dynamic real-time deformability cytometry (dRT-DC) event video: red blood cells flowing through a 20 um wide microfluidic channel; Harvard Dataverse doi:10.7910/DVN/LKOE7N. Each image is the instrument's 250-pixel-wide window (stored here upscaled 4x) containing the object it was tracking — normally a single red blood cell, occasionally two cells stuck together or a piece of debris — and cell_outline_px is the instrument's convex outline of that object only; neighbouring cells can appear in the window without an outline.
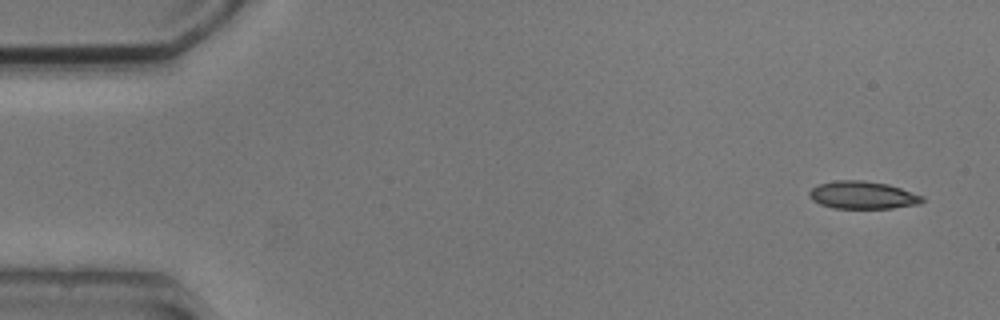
{"species": "common noctule bat (a hibernating species)", "species_latin": "Nyctalus noctula", "temperature_condition": "cold", "stored_images_in_passage": 8, "camera_frame_rate_fps": 3000, "um_per_image_px": 0.085, "animal": {"sex": "male", "body_mass_g": 20.5, "forearm_length_mm": 52.5}, "frame": {"image": 1, "passage_image": 1, "time_ms": 0.0, "image_size_px": [1000, 320], "cell_outline_px": [[924, 200], [920, 204], [892, 208], [832, 208], [820, 204], [812, 200], [808, 196], [808, 192], [812, 188], [820, 184], [836, 180], [864, 180], [888, 184], [924, 196]], "centroid_in_image_um": [73.32, 16.58], "position_along_channel_um": 11.7, "area_um2": 18.26}}